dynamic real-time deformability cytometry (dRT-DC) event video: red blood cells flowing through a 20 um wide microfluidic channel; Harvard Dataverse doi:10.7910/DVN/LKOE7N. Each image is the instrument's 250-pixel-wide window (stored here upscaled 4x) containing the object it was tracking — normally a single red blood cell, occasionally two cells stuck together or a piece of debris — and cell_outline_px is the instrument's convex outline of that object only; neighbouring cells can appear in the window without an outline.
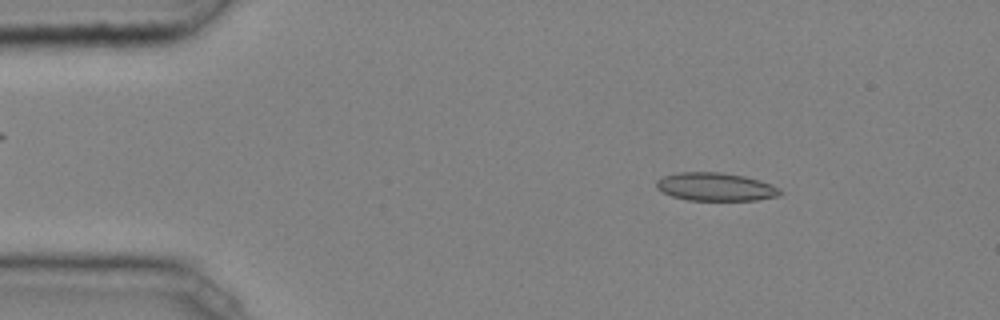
{"species": "common noctule bat (a hibernating species)", "species_latin": "Nyctalus noctula", "temperature_condition": "cold", "stored_images_in_passage": 46, "camera_frame_rate_fps": 3000, "um_per_image_px": 0.085, "animal": {"sex": "male", "body_mass_g": 20.4}, "frame": {"image": 1, "passage_image": 6, "time_ms": 1.667, "image_size_px": [1000, 320], "cell_outline_px": [[784, 192], [780, 196], [756, 200], [688, 200], [672, 196], [656, 188], [656, 180], [664, 176], [680, 172], [720, 172], [744, 176], [760, 180], [772, 184], [780, 188]], "centroid_in_image_um": [60.87, 15.88], "position_along_channel_um": 24.1, "area_um2": 20.4}}
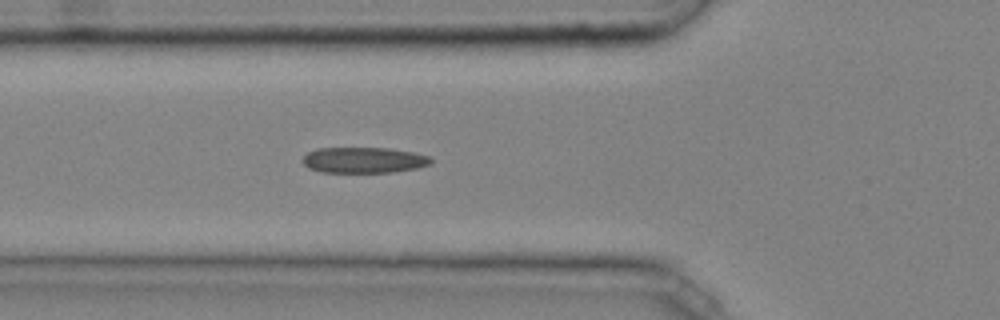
{"frame": {"image": 2, "passage_image": 16, "time_ms": 5.0, "image_size_px": [1000, 320], "cell_outline_px": [[432, 164], [416, 168], [392, 172], [320, 172], [308, 168], [304, 164], [304, 156], [308, 152], [316, 148], [388, 148], [412, 152], [428, 156], [432, 160]], "centroid_in_image_um": [30.91, 13.61], "position_along_channel_um": 94.9, "area_um2": 19.19}}
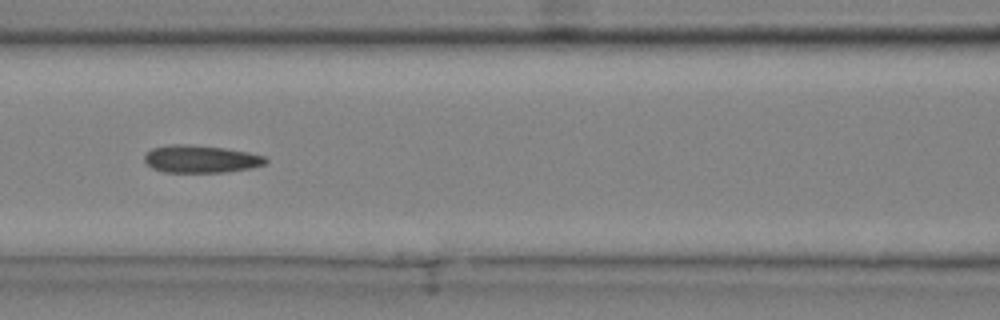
{"frame": {"image": 3, "passage_image": 20, "time_ms": 6.333, "image_size_px": [1000, 320], "cell_outline_px": [[268, 160], [264, 164], [252, 168], [224, 172], [164, 172], [152, 168], [144, 160], [144, 156], [152, 148], [172, 144], [188, 144], [224, 148], [248, 152], [264, 156]], "centroid_in_image_um": [17.06, 13.51], "position_along_channel_um": 149.5, "area_um2": 19.36}, "authors_computed_cell_mechanics": {"area_um2": 19.1896, "velocity_mm_per_s": 4.0791, "shape_relaxation_time_tau1_ms": 9.889, "shape_relaxation_time_tau2_ms": 4.7043, "deformation_change_tau1": 0.2098, "deformation_change_tau2": 0.1495}}